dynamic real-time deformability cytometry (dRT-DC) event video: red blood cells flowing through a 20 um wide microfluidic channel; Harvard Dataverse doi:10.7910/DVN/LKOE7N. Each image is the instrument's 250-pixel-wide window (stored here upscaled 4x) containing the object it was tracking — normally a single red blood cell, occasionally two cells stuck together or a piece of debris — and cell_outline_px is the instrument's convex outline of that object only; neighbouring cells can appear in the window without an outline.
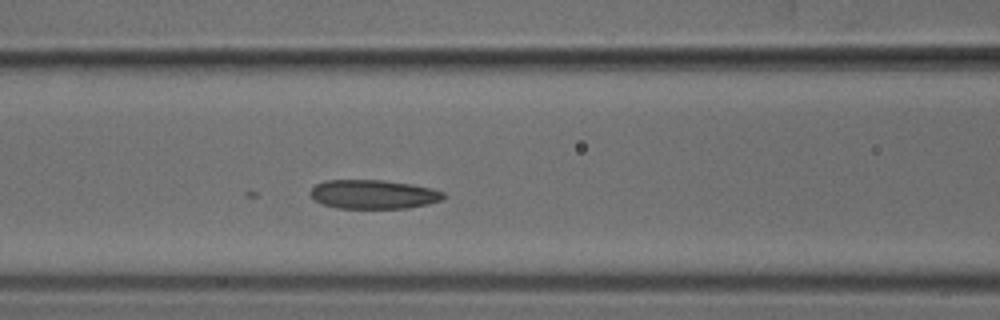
{"species": "common noctule bat (a hibernating species)", "species_latin": "Nyctalus noctula", "temperature_condition": "cold", "stored_images_in_passage": 4, "camera_frame_rate_fps": 3000, "um_per_image_px": 0.085, "animal": {"sex": "male", "body_mass_g": 18.8}, "frame": {"image": 1, "passage_image": 4, "time_ms": 4.0, "image_size_px": [1000, 320], "cell_outline_px": [[444, 200], [428, 204], [408, 208], [336, 208], [324, 204], [316, 200], [308, 192], [316, 184], [324, 180], [380, 180], [412, 184], [444, 192]], "centroid_in_image_um": [31.74, 16.52], "position_along_channel_um": 134.9, "area_um2": 22.43}}